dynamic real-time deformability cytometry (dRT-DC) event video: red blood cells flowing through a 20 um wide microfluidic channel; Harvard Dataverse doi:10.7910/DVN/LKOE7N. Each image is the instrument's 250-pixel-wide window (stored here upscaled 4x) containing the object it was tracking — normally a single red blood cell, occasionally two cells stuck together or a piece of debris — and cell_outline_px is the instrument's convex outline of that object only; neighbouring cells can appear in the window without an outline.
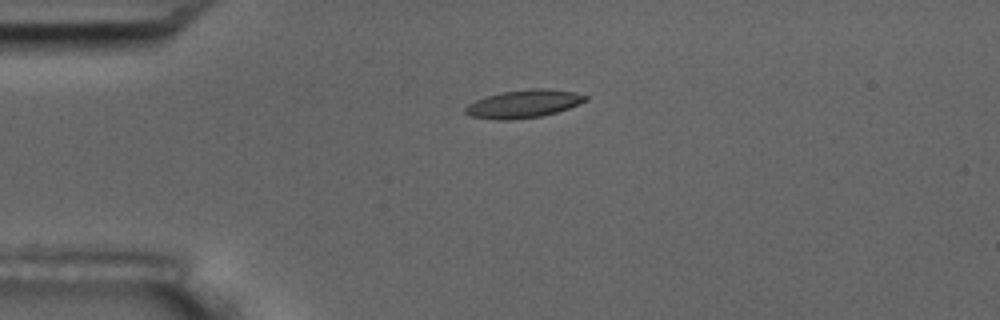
{"species": "common noctule bat (a hibernating species)", "species_latin": "Nyctalus noctula", "temperature_condition": "room temperature", "stored_images_in_passage": 4, "camera_frame_rate_fps": 3000, "um_per_image_px": 0.085, "animal": {"sex": "male", "body_mass_g": 17.5, "forearm_length_mm": 52.3}, "frame": {"image": 1, "passage_image": 3, "time_ms": 2.333, "image_size_px": [1000, 320], "cell_outline_px": [[588, 100], [568, 108], [556, 112], [540, 116], [512, 120], [496, 120], [472, 116], [464, 112], [464, 108], [468, 104], [484, 96], [504, 92], [532, 88], [548, 88], [576, 92], [588, 96]], "centroid_in_image_um": [44.51, 8.82], "position_along_channel_um": 40.5, "area_um2": 19.59}}